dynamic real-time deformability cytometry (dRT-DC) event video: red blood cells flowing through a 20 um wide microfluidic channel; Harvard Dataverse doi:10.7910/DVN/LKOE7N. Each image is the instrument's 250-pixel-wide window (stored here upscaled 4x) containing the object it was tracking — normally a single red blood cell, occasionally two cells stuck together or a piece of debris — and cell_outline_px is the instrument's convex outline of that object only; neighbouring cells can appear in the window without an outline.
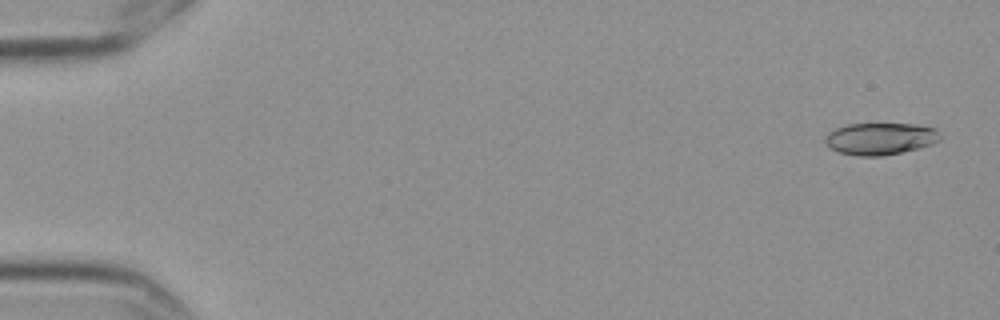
{"species": "Egyptian fruit bat (a non-hibernating species)", "species_latin": "Rousettus aegyptiacus", "temperature_condition": "cold", "stored_images_in_passage": 5, "camera_frame_rate_fps": 3000, "um_per_image_px": 0.085, "frame": {"image": 1, "passage_image": 1, "time_ms": 0.0, "image_size_px": [1000, 320], "cell_outline_px": [[940, 140], [932, 144], [900, 152], [880, 156], [860, 156], [840, 152], [832, 148], [824, 140], [824, 136], [828, 132], [836, 128], [848, 124], [916, 124], [936, 128], [940, 136]], "centroid_in_image_um": [74.82, 11.77], "position_along_channel_um": 10.2, "area_um2": 21.21}}
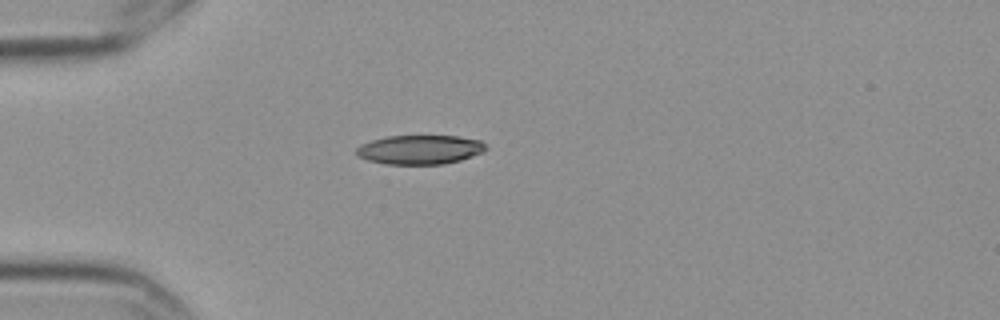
{"frame": {"image": 2, "passage_image": 5, "time_ms": 1.333, "image_size_px": [1000, 320], "cell_outline_px": [[488, 148], [484, 152], [460, 160], [444, 164], [384, 164], [368, 160], [360, 156], [356, 152], [356, 148], [360, 144], [372, 140], [388, 136], [460, 136], [480, 140]], "centroid_in_image_um": [35.71, 12.71], "position_along_channel_um": 49.3, "area_um2": 22.02}}